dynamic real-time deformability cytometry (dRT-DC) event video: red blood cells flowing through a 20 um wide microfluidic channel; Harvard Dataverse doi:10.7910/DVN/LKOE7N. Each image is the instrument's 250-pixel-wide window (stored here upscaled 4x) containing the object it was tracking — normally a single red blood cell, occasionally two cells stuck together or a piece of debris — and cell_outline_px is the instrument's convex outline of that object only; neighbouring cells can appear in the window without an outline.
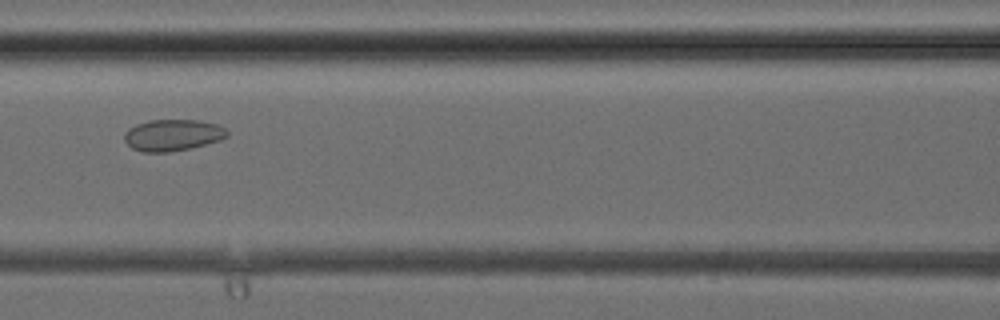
{"species": "common noctule bat (a hibernating species)", "species_latin": "Nyctalus noctula", "temperature_condition": "cold", "stored_images_in_passage": 38, "camera_frame_rate_fps": 3000, "um_per_image_px": 0.085, "animal": {"sex": "female", "body_mass_g": 24.6, "forearm_length_mm": 56.2}, "frame": {"image": 1, "passage_image": 17, "time_ms": 5.333, "image_size_px": [1000, 320], "cell_outline_px": [[228, 136], [220, 140], [188, 148], [168, 152], [144, 152], [132, 148], [124, 140], [124, 132], [128, 128], [136, 124], [148, 120], [200, 120], [216, 124], [224, 128], [228, 132]], "centroid_in_image_um": [14.65, 11.47], "position_along_channel_um": 152.0, "area_um2": 18.79}}
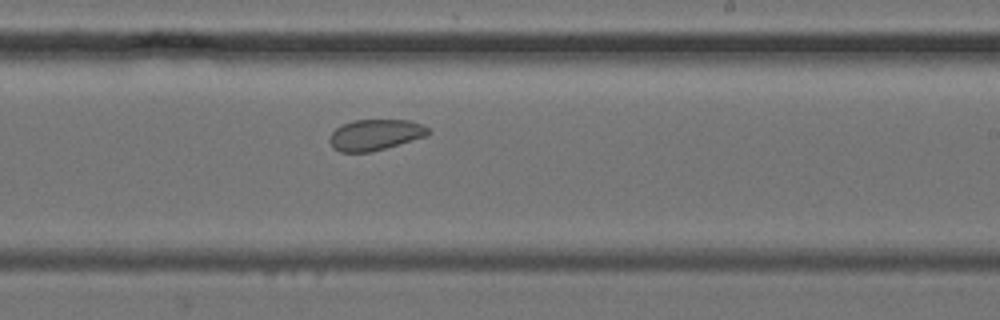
{"frame": {"image": 2, "passage_image": 23, "time_ms": 7.333, "image_size_px": [1000, 320], "cell_outline_px": [[432, 132], [428, 136], [372, 152], [340, 152], [332, 148], [328, 140], [332, 132], [336, 128], [352, 120], [408, 120], [420, 124], [428, 128]], "centroid_in_image_um": [31.89, 11.47], "position_along_channel_um": 257.1, "area_um2": 17.92}}
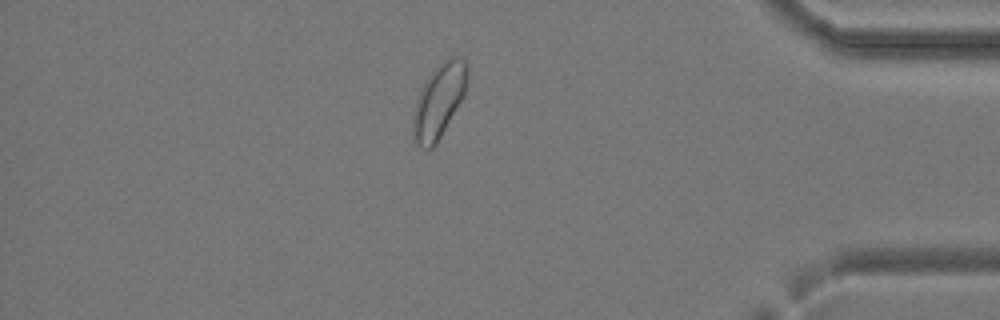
{"frame": {"image": 3, "passage_image": 33, "time_ms": 10.667, "image_size_px": [1000, 320], "cell_outline_px": [[468, 84], [464, 96], [436, 144], [428, 152], [420, 148], [416, 144], [412, 136], [412, 116], [416, 100], [424, 80], [448, 56], [456, 56], [464, 60], [468, 64]], "centroid_in_image_um": [37.3, 8.6], "position_along_channel_um": 397.9, "area_um2": 23.87}}